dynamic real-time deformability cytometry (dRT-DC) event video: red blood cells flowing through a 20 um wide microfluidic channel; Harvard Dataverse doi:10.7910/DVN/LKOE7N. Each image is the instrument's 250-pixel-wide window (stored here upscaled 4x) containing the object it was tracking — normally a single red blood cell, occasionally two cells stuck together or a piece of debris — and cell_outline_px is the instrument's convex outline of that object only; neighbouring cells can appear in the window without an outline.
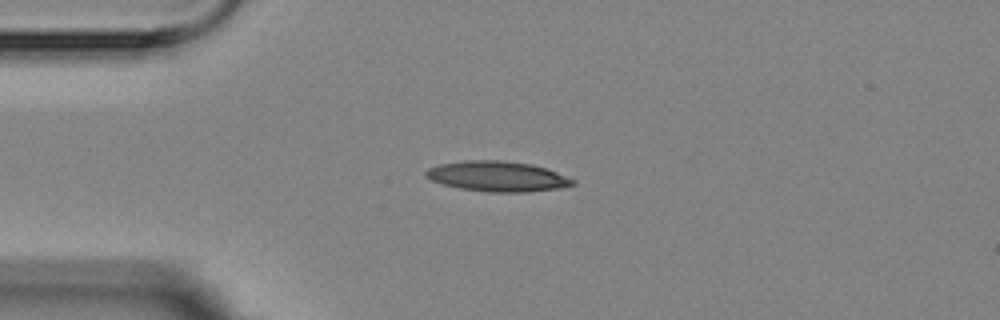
{"species": "Egyptian fruit bat (a non-hibernating species)", "species_latin": "Rousettus aegyptiacus", "temperature_condition": "room temperature", "stored_images_in_passage": 8, "camera_frame_rate_fps": 3000, "um_per_image_px": 0.085, "animal": {"sex": "female"}, "frame": {"image": 1, "passage_image": 1, "time_ms": 0.0, "image_size_px": [1000, 320], "cell_outline_px": [[576, 184], [564, 188], [528, 192], [488, 192], [460, 188], [444, 184], [432, 180], [424, 176], [424, 172], [428, 168], [440, 164], [464, 160], [504, 160], [532, 164], [548, 168], [576, 180]], "centroid_in_image_um": [42.34, 14.99], "position_along_channel_um": 42.7, "area_um2": 26.24}}
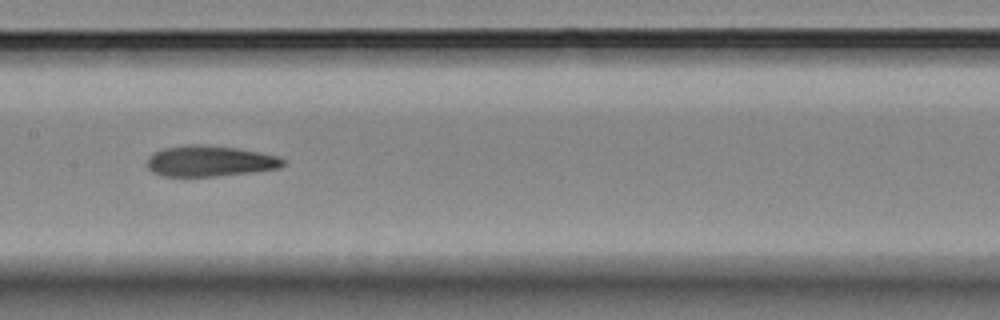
{"frame": {"image": 2, "passage_image": 5, "time_ms": 4.667, "image_size_px": [1000, 320], "cell_outline_px": [[284, 164], [280, 168], [252, 172], [216, 176], [164, 176], [152, 172], [148, 168], [148, 156], [164, 148], [188, 144], [204, 144], [236, 148], [260, 152], [276, 156], [284, 160]], "centroid_in_image_um": [17.83, 13.69], "position_along_channel_um": 189.6, "area_um2": 24.33}}
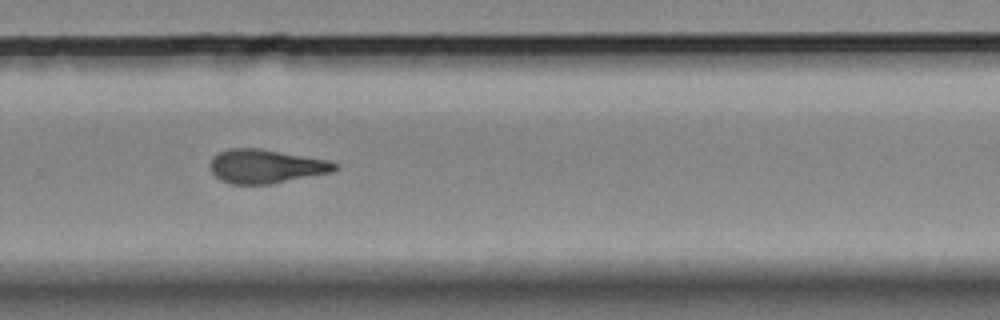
{"frame": {"image": 3, "passage_image": 8, "time_ms": 8.0, "image_size_px": [1000, 320], "cell_outline_px": [[340, 168], [336, 172], [272, 184], [232, 184], [216, 176], [212, 172], [212, 156], [216, 152], [228, 148], [260, 148], [328, 160], [340, 164]], "centroid_in_image_um": [22.69, 14.13], "position_along_channel_um": 307.1, "area_um2": 24.85}}